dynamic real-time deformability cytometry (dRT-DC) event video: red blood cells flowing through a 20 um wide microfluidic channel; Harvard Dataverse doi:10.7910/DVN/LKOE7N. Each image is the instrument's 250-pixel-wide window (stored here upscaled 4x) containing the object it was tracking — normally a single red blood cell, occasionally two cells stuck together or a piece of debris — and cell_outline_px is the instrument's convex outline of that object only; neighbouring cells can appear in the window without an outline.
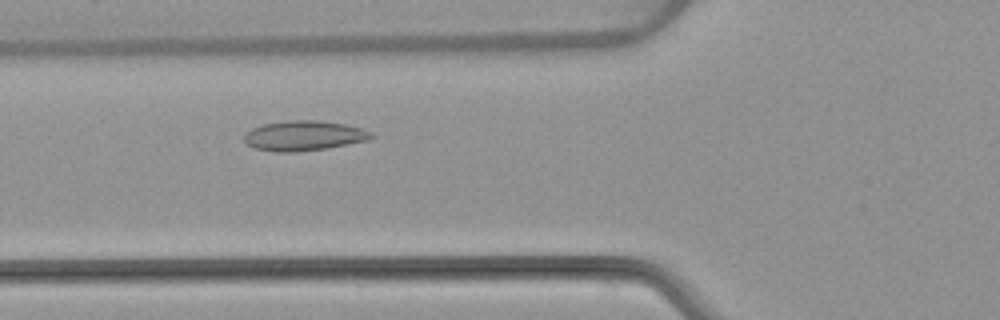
{"species": "common noctule bat (a hibernating species)", "species_latin": "Nyctalus noctula", "temperature_condition": "warm", "stored_images_in_passage": 48, "camera_frame_rate_fps": 3000, "um_per_image_px": 0.085, "animal": {"sex": "female", "body_mass_g": 22.7, "forearm_length_mm": 54.2}, "frame": {"image": 1, "passage_image": 14, "time_ms": 4.333, "image_size_px": [1000, 320], "cell_outline_px": [[376, 136], [368, 140], [328, 148], [296, 152], [276, 152], [252, 148], [244, 140], [244, 136], [252, 128], [264, 124], [288, 120], [316, 120], [344, 124], [360, 128], [372, 132]], "centroid_in_image_um": [25.84, 11.54], "position_along_channel_um": 100.0, "area_um2": 22.2}}
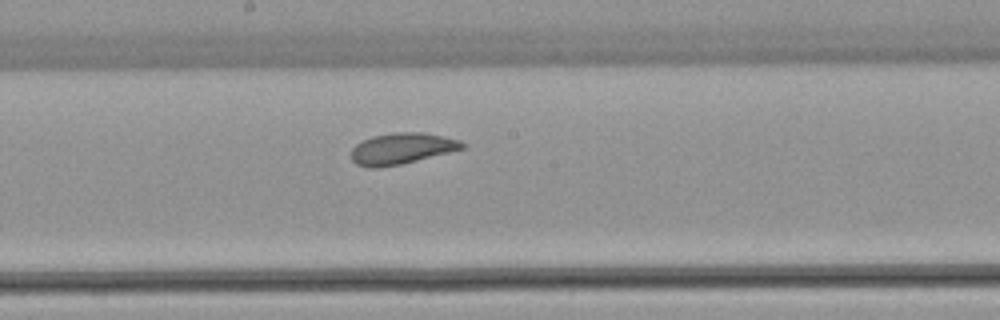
{"frame": {"image": 2, "passage_image": 23, "time_ms": 7.333, "image_size_px": [1000, 320], "cell_outline_px": [[464, 148], [400, 164], [376, 168], [372, 168], [356, 164], [352, 160], [352, 148], [356, 144], [372, 136], [396, 132], [424, 132], [460, 140], [464, 144]], "centroid_in_image_um": [34.12, 12.62], "position_along_channel_um": 214.1, "area_um2": 19.83}}
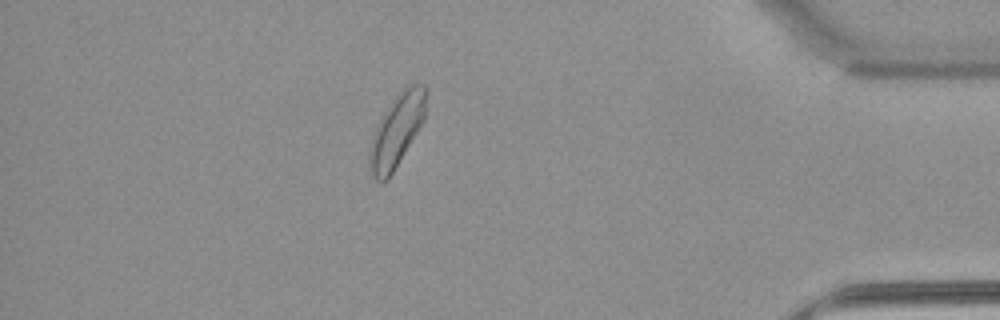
{"frame": {"image": 3, "passage_image": 41, "time_ms": 13.333, "image_size_px": [1000, 320], "cell_outline_px": [[428, 92], [424, 120], [392, 172], [380, 184], [372, 176], [368, 168], [368, 156], [372, 136], [380, 120], [392, 100], [404, 84], [424, 84], [428, 88]], "centroid_in_image_um": [33.73, 11.03], "position_along_channel_um": 401.5, "area_um2": 23.87}, "authors_computed_cell_mechanics": {"area_um2": 21.2415, "velocity_mm_per_s": 3.796, "shape_relaxation_time_tau1_ms": 4.1871, "shape_relaxation_time_tau2_ms": 1.9236, "deformation_change_tau1": 0.0941, "deformation_change_tau2": 0.0836}}